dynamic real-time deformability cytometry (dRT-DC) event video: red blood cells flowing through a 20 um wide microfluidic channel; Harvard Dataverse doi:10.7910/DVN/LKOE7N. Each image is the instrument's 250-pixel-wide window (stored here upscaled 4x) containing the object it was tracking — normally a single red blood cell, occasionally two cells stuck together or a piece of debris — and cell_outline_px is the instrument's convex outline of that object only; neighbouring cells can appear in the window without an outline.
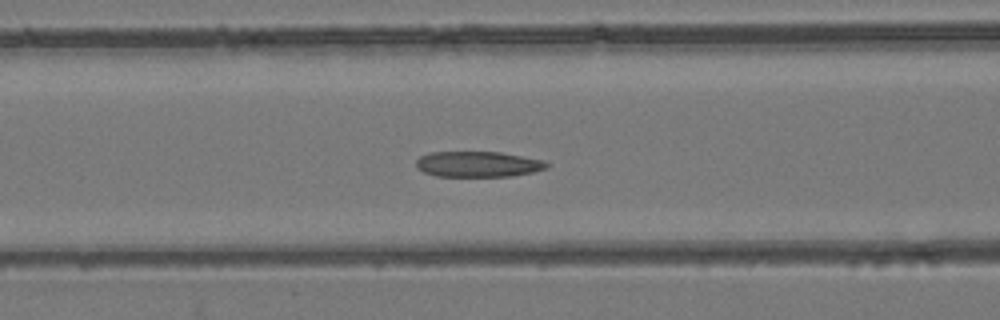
{"species": "common noctule bat (a hibernating species)", "species_latin": "Nyctalus noctula", "temperature_condition": "room temperature", "stored_images_in_passage": 54, "camera_frame_rate_fps": 3000, "um_per_image_px": 0.085, "animal": {"sex": "female", "body_mass_g": 24.6, "forearm_length_mm": 56.2}, "frame": {"image": 1, "passage_image": 22, "time_ms": 7.0, "image_size_px": [1000, 320], "cell_outline_px": [[548, 168], [532, 172], [512, 176], [436, 176], [424, 172], [416, 168], [416, 160], [420, 156], [428, 152], [500, 152], [544, 160], [548, 164]], "centroid_in_image_um": [40.61, 13.95], "position_along_channel_um": 126.0, "area_um2": 19.54}}
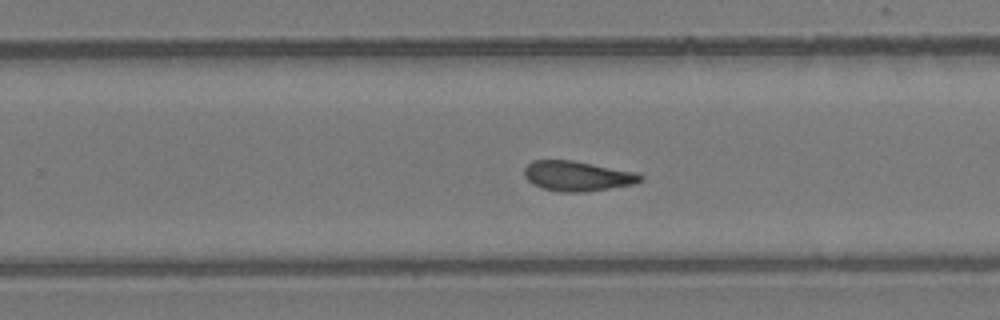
{"frame": {"image": 2, "passage_image": 34, "time_ms": 11.0, "image_size_px": [1000, 320], "cell_outline_px": [[644, 180], [636, 184], [584, 192], [564, 192], [544, 188], [532, 184], [524, 176], [524, 168], [532, 160], [572, 160], [636, 172], [644, 176]], "centroid_in_image_um": [49.1, 14.96], "position_along_channel_um": 280.7, "area_um2": 20.35}}
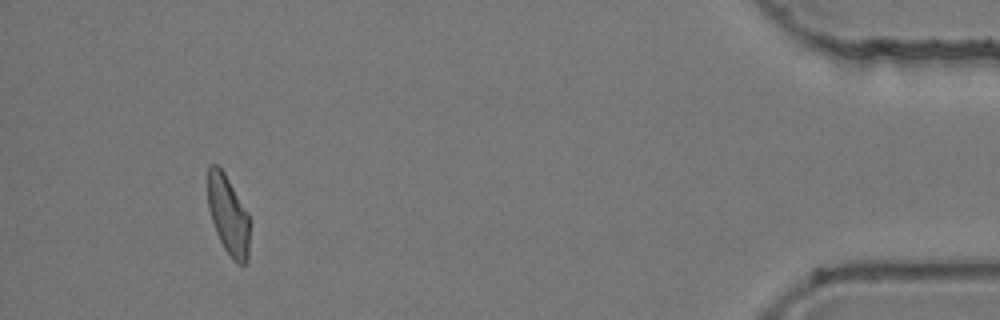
{"frame": {"image": 3, "passage_image": 50, "time_ms": 16.333, "image_size_px": [1000, 320], "cell_outline_px": [[248, 260], [244, 264], [236, 264], [232, 260], [224, 248], [216, 232], [208, 208], [208, 164], [216, 164], [224, 172], [248, 212]], "centroid_in_image_um": [19.39, 18.28], "position_along_channel_um": 415.8, "area_um2": 19.19}, "authors_computed_cell_mechanics": {"area_um2": 20.4612, "velocity_mm_per_s": 3.8741, "shape_relaxation_time_tau1_ms": null, "shape_relaxation_time_tau2_ms": 4.39, "deformation_change_tau1": null, "deformation_change_tau2": 0.1303}}